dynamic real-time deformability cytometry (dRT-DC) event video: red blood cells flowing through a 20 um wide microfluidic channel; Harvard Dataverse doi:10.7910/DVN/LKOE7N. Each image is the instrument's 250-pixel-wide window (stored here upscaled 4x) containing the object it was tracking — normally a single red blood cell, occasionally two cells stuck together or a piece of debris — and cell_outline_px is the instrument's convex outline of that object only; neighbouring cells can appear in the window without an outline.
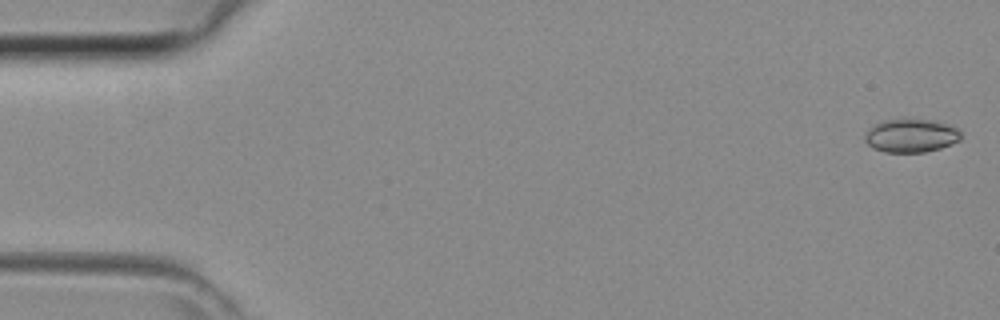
{"species": "common noctule bat (a hibernating species)", "species_latin": "Nyctalus noctula", "temperature_condition": "room temperature", "stored_images_in_passage": 43, "camera_frame_rate_fps": 3000, "um_per_image_px": 0.085, "animal": {"sex": "female", "body_mass_g": 29.2, "forearm_length_mm": 56.3}, "frame": {"image": 1, "passage_image": 1, "time_ms": 0.0, "image_size_px": [1000, 320], "cell_outline_px": [[960, 140], [940, 148], [924, 152], [884, 152], [872, 148], [864, 140], [864, 136], [868, 128], [884, 120], [936, 120], [948, 124], [956, 128], [960, 132]], "centroid_in_image_um": [77.41, 11.54], "position_along_channel_um": 7.6, "area_um2": 18.55}}
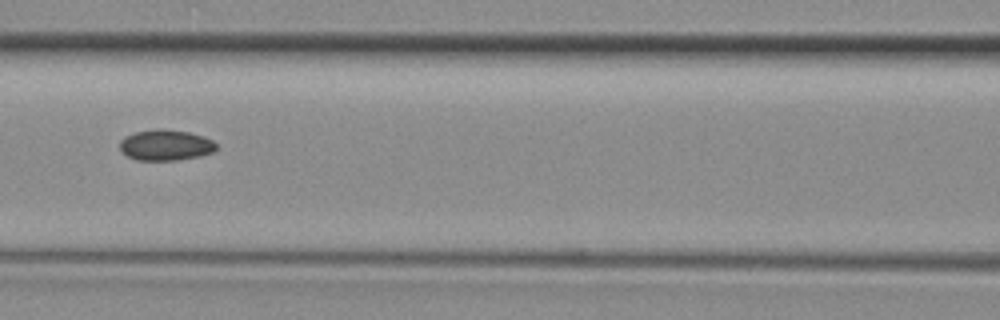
{"frame": {"image": 2, "passage_image": 19, "time_ms": 6.0, "image_size_px": [1000, 320], "cell_outline_px": [[216, 148], [212, 152], [200, 156], [176, 160], [136, 160], [120, 152], [120, 140], [124, 136], [136, 132], [156, 128], [160, 128], [188, 132], [212, 140], [216, 144]], "centroid_in_image_um": [14.03, 12.33], "position_along_channel_um": 152.6, "area_um2": 17.28}}
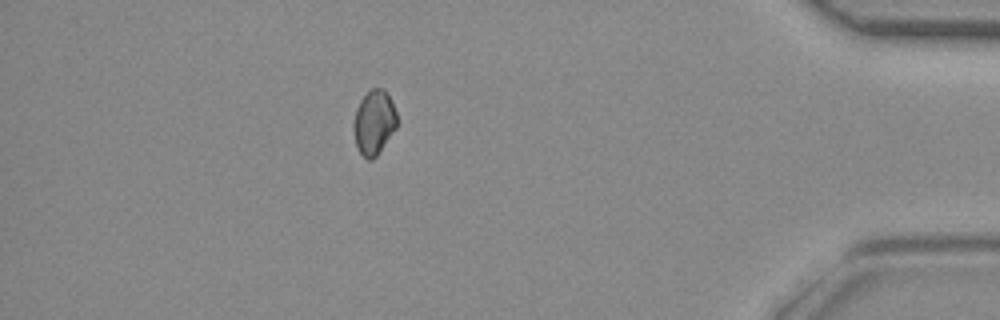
{"frame": {"image": 3, "passage_image": 38, "time_ms": 12.333, "image_size_px": [1000, 320], "cell_outline_px": [[396, 128], [376, 156], [372, 160], [368, 160], [356, 148], [352, 128], [352, 124], [356, 108], [360, 100], [372, 88], [380, 88], [388, 96], [396, 112]], "centroid_in_image_um": [31.74, 10.44], "position_along_channel_um": 403.5, "area_um2": 16.13}}